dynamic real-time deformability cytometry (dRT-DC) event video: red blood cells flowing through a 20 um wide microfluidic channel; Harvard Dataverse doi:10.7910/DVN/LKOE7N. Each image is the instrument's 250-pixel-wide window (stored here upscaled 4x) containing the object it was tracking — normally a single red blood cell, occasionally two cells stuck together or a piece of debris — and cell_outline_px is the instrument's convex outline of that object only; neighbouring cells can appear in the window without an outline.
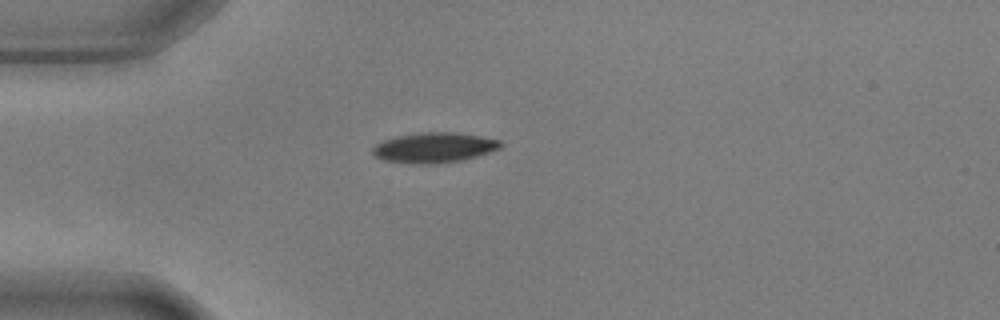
{"species": "common noctule bat (a hibernating species)", "species_latin": "Nyctalus noctula", "temperature_condition": "warm", "stored_images_in_passage": 41, "camera_frame_rate_fps": 3000, "um_per_image_px": 0.085, "animal": {"sex": "male", "body_mass_g": 17.9, "forearm_length_mm": 54.2}, "frame": {"image": 1, "passage_image": 1, "time_ms": 0.0, "image_size_px": [1000, 320], "cell_outline_px": [[504, 144], [500, 148], [476, 156], [460, 160], [436, 164], [412, 164], [384, 160], [372, 156], [372, 148], [380, 140], [396, 136], [424, 132], [452, 132], [480, 136], [500, 140]], "centroid_in_image_um": [36.84, 12.55], "position_along_channel_um": 48.2, "area_um2": 22.6}}
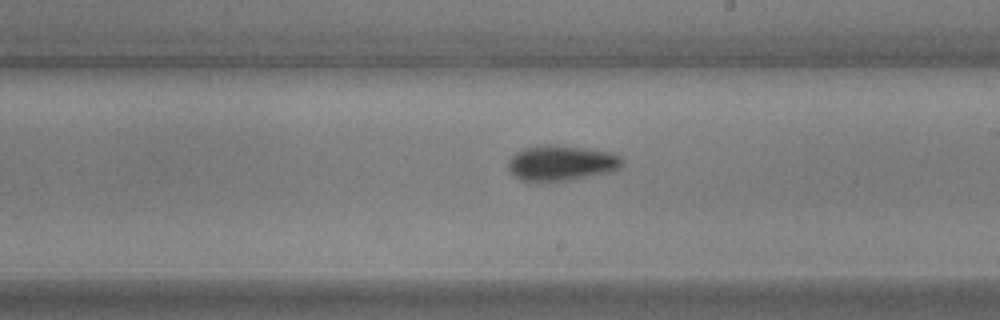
{"frame": {"image": 2, "passage_image": 18, "time_ms": 5.667, "image_size_px": [1000, 320], "cell_outline_px": [[624, 164], [620, 168], [608, 172], [572, 180], [520, 180], [512, 176], [508, 172], [508, 160], [516, 152], [524, 148], [548, 144], [556, 144], [592, 148], [612, 152], [620, 156], [624, 160]], "centroid_in_image_um": [47.73, 13.83], "position_along_channel_um": 241.3, "area_um2": 23.81}}
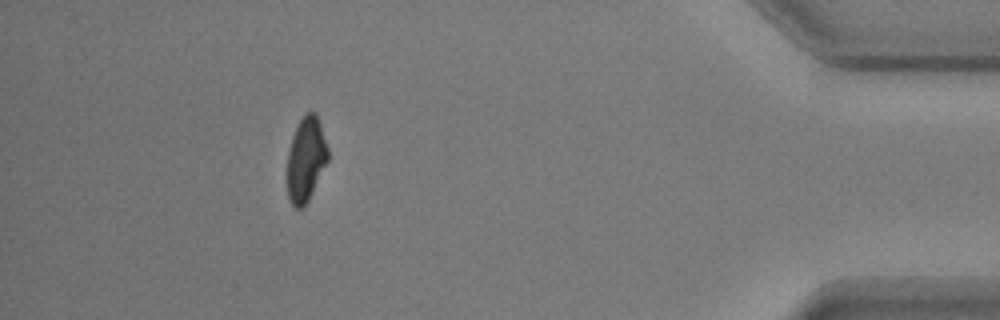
{"frame": {"image": 3, "passage_image": 36, "time_ms": 11.667, "image_size_px": [1000, 320], "cell_outline_px": [[328, 160], [304, 208], [296, 208], [288, 200], [284, 180], [288, 152], [292, 136], [304, 112], [316, 112], [328, 148]], "centroid_in_image_um": [25.95, 13.58], "position_along_channel_um": 409.3, "area_um2": 20.52}, "authors_computed_cell_mechanics": {"area_um2": 22.0218, "velocity_mm_per_s": 3.6638, "shape_relaxation_time_tau1_ms": 2.7959, "shape_relaxation_time_tau2_ms": null, "deformation_change_tau1": 0.1403, "deformation_change_tau2": null}}